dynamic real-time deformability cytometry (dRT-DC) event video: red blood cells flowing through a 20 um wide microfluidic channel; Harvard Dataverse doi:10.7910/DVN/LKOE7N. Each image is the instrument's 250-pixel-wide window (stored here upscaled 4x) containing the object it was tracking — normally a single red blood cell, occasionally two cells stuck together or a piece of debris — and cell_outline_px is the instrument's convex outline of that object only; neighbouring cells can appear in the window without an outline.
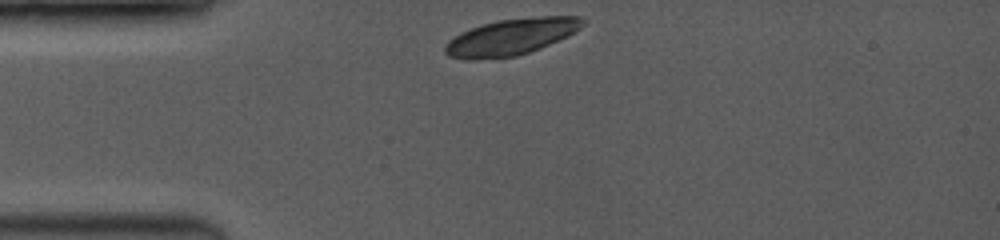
{"species": "common noctule bat (a hibernating species)", "species_latin": "Nyctalus noctula", "temperature_condition": "room temperature", "stored_images_in_passage": 4, "camera_frame_rate_fps": 3500, "um_per_image_px": 0.085, "animal": {"sex": "female", "body_mass_g": 19.0, "forearm_length_mm": 53.3}, "frame": {"image": 1, "passage_image": 1, "time_ms": 0.0, "image_size_px": [1000, 240], "cell_outline_px": [[588, 20], [580, 28], [548, 44], [528, 52], [516, 56], [472, 60], [448, 56], [444, 52], [444, 44], [448, 40], [460, 32], [496, 20], [540, 16], [580, 16]], "centroid_in_image_um": [43.4, 3.12], "position_along_channel_um": 41.6, "area_um2": 28.9}}